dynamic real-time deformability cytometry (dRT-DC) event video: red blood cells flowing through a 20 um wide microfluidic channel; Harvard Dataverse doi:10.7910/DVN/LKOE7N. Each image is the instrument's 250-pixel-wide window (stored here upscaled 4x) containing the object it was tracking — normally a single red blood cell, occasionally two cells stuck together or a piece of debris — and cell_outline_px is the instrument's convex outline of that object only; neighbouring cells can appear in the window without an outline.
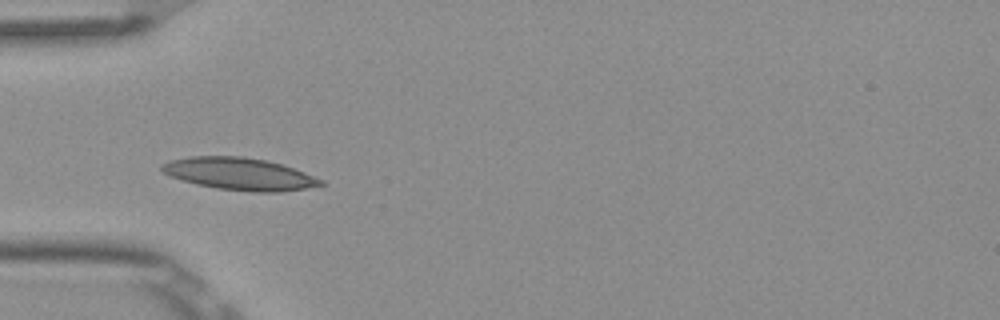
{"species": "Egyptian fruit bat (a non-hibernating species)", "species_latin": "Rousettus aegyptiacus", "temperature_condition": "room temperature", "stored_images_in_passage": 6, "camera_frame_rate_fps": 3000, "um_per_image_px": 0.085, "frame": {"image": 1, "passage_image": 3, "time_ms": 0.667, "image_size_px": [1000, 320], "cell_outline_px": [[328, 184], [280, 192], [256, 192], [216, 188], [196, 184], [168, 176], [160, 168], [160, 164], [168, 160], [192, 156], [244, 156], [284, 164], [324, 180]], "centroid_in_image_um": [20.35, 14.77], "position_along_channel_um": 64.7, "area_um2": 30.06}}
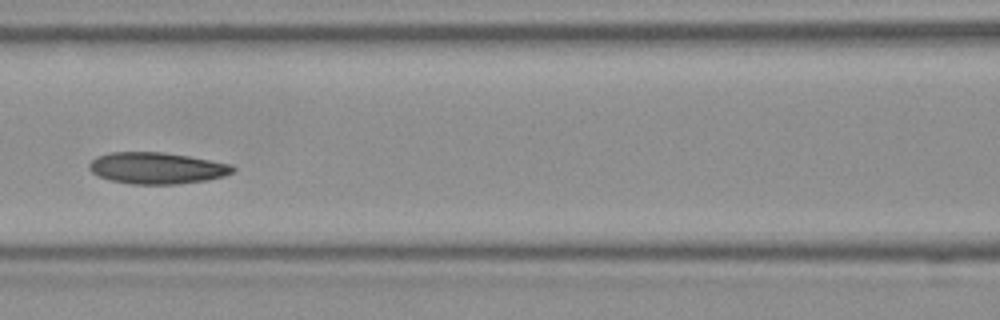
{"frame": {"image": 2, "passage_image": 5, "time_ms": 1.333, "image_size_px": [1000, 320], "cell_outline_px": [[236, 168], [232, 172], [224, 176], [208, 180], [176, 184], [132, 184], [112, 180], [100, 176], [92, 172], [88, 168], [88, 164], [96, 156], [108, 152], [164, 152], [188, 156], [232, 164]], "centroid_in_image_um": [13.33, 14.28], "position_along_channel_um": 153.3, "area_um2": 26.36}}
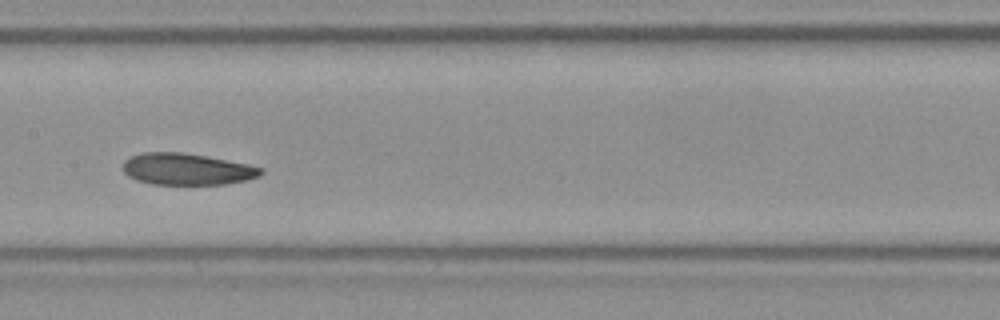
{"frame": {"image": 3, "passage_image": 6, "time_ms": 1.667, "image_size_px": [1000, 320], "cell_outline_px": [[264, 172], [260, 176], [248, 180], [224, 184], [152, 184], [136, 180], [128, 176], [124, 172], [124, 160], [132, 156], [144, 152], [180, 152], [204, 156], [248, 164], [264, 168]], "centroid_in_image_um": [15.91, 14.38], "position_along_channel_um": 191.5, "area_um2": 25.32}}